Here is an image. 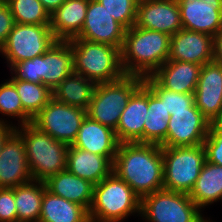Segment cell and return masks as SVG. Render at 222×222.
Instances as JSON below:
<instances>
[{
	"label": "cell",
	"mask_w": 222,
	"mask_h": 222,
	"mask_svg": "<svg viewBox=\"0 0 222 222\" xmlns=\"http://www.w3.org/2000/svg\"><path fill=\"white\" fill-rule=\"evenodd\" d=\"M113 172L141 199L164 189L162 147L137 142L119 143Z\"/></svg>",
	"instance_id": "1"
},
{
	"label": "cell",
	"mask_w": 222,
	"mask_h": 222,
	"mask_svg": "<svg viewBox=\"0 0 222 222\" xmlns=\"http://www.w3.org/2000/svg\"><path fill=\"white\" fill-rule=\"evenodd\" d=\"M171 36L133 26L125 31L121 65L125 75L152 76L167 60Z\"/></svg>",
	"instance_id": "2"
},
{
	"label": "cell",
	"mask_w": 222,
	"mask_h": 222,
	"mask_svg": "<svg viewBox=\"0 0 222 222\" xmlns=\"http://www.w3.org/2000/svg\"><path fill=\"white\" fill-rule=\"evenodd\" d=\"M15 131L20 135L33 180L44 182L49 177L66 169L68 144L57 141L31 122L18 125Z\"/></svg>",
	"instance_id": "3"
},
{
	"label": "cell",
	"mask_w": 222,
	"mask_h": 222,
	"mask_svg": "<svg viewBox=\"0 0 222 222\" xmlns=\"http://www.w3.org/2000/svg\"><path fill=\"white\" fill-rule=\"evenodd\" d=\"M136 212L141 214V198L113 171L94 185L91 222H121Z\"/></svg>",
	"instance_id": "4"
},
{
	"label": "cell",
	"mask_w": 222,
	"mask_h": 222,
	"mask_svg": "<svg viewBox=\"0 0 222 222\" xmlns=\"http://www.w3.org/2000/svg\"><path fill=\"white\" fill-rule=\"evenodd\" d=\"M10 71L11 79L42 83L52 91L73 72L71 43L57 40L43 55L18 62Z\"/></svg>",
	"instance_id": "5"
},
{
	"label": "cell",
	"mask_w": 222,
	"mask_h": 222,
	"mask_svg": "<svg viewBox=\"0 0 222 222\" xmlns=\"http://www.w3.org/2000/svg\"><path fill=\"white\" fill-rule=\"evenodd\" d=\"M69 42L74 72L96 84L116 81L125 75L121 65V50L118 47L85 39H71Z\"/></svg>",
	"instance_id": "6"
},
{
	"label": "cell",
	"mask_w": 222,
	"mask_h": 222,
	"mask_svg": "<svg viewBox=\"0 0 222 222\" xmlns=\"http://www.w3.org/2000/svg\"><path fill=\"white\" fill-rule=\"evenodd\" d=\"M143 83L141 76L124 75L116 81L97 84L87 116L115 130L124 107Z\"/></svg>",
	"instance_id": "7"
},
{
	"label": "cell",
	"mask_w": 222,
	"mask_h": 222,
	"mask_svg": "<svg viewBox=\"0 0 222 222\" xmlns=\"http://www.w3.org/2000/svg\"><path fill=\"white\" fill-rule=\"evenodd\" d=\"M164 189L189 194L206 161L204 145L162 147Z\"/></svg>",
	"instance_id": "8"
},
{
	"label": "cell",
	"mask_w": 222,
	"mask_h": 222,
	"mask_svg": "<svg viewBox=\"0 0 222 222\" xmlns=\"http://www.w3.org/2000/svg\"><path fill=\"white\" fill-rule=\"evenodd\" d=\"M140 215L149 222H208L187 193L165 189L141 199Z\"/></svg>",
	"instance_id": "9"
},
{
	"label": "cell",
	"mask_w": 222,
	"mask_h": 222,
	"mask_svg": "<svg viewBox=\"0 0 222 222\" xmlns=\"http://www.w3.org/2000/svg\"><path fill=\"white\" fill-rule=\"evenodd\" d=\"M56 41L50 25L14 23L0 53L12 67L18 62L43 55Z\"/></svg>",
	"instance_id": "10"
},
{
	"label": "cell",
	"mask_w": 222,
	"mask_h": 222,
	"mask_svg": "<svg viewBox=\"0 0 222 222\" xmlns=\"http://www.w3.org/2000/svg\"><path fill=\"white\" fill-rule=\"evenodd\" d=\"M86 115L87 110L61 103L52 97L31 123L57 141L72 145Z\"/></svg>",
	"instance_id": "11"
},
{
	"label": "cell",
	"mask_w": 222,
	"mask_h": 222,
	"mask_svg": "<svg viewBox=\"0 0 222 222\" xmlns=\"http://www.w3.org/2000/svg\"><path fill=\"white\" fill-rule=\"evenodd\" d=\"M211 122L194 104L187 111L171 112L166 139L161 147L203 145Z\"/></svg>",
	"instance_id": "12"
},
{
	"label": "cell",
	"mask_w": 222,
	"mask_h": 222,
	"mask_svg": "<svg viewBox=\"0 0 222 222\" xmlns=\"http://www.w3.org/2000/svg\"><path fill=\"white\" fill-rule=\"evenodd\" d=\"M126 29L97 0H89L86 18L80 34L73 39L123 47Z\"/></svg>",
	"instance_id": "13"
},
{
	"label": "cell",
	"mask_w": 222,
	"mask_h": 222,
	"mask_svg": "<svg viewBox=\"0 0 222 222\" xmlns=\"http://www.w3.org/2000/svg\"><path fill=\"white\" fill-rule=\"evenodd\" d=\"M195 105L211 123H222V65L204 64L195 89Z\"/></svg>",
	"instance_id": "14"
},
{
	"label": "cell",
	"mask_w": 222,
	"mask_h": 222,
	"mask_svg": "<svg viewBox=\"0 0 222 222\" xmlns=\"http://www.w3.org/2000/svg\"><path fill=\"white\" fill-rule=\"evenodd\" d=\"M135 26L176 34L182 29L177 0H139Z\"/></svg>",
	"instance_id": "15"
},
{
	"label": "cell",
	"mask_w": 222,
	"mask_h": 222,
	"mask_svg": "<svg viewBox=\"0 0 222 222\" xmlns=\"http://www.w3.org/2000/svg\"><path fill=\"white\" fill-rule=\"evenodd\" d=\"M33 181L25 146L14 130L4 141L0 152V188H14Z\"/></svg>",
	"instance_id": "16"
},
{
	"label": "cell",
	"mask_w": 222,
	"mask_h": 222,
	"mask_svg": "<svg viewBox=\"0 0 222 222\" xmlns=\"http://www.w3.org/2000/svg\"><path fill=\"white\" fill-rule=\"evenodd\" d=\"M182 28L212 35L222 28V0H177Z\"/></svg>",
	"instance_id": "17"
},
{
	"label": "cell",
	"mask_w": 222,
	"mask_h": 222,
	"mask_svg": "<svg viewBox=\"0 0 222 222\" xmlns=\"http://www.w3.org/2000/svg\"><path fill=\"white\" fill-rule=\"evenodd\" d=\"M214 59V37L212 35L179 30L171 36L168 60L204 65Z\"/></svg>",
	"instance_id": "18"
},
{
	"label": "cell",
	"mask_w": 222,
	"mask_h": 222,
	"mask_svg": "<svg viewBox=\"0 0 222 222\" xmlns=\"http://www.w3.org/2000/svg\"><path fill=\"white\" fill-rule=\"evenodd\" d=\"M148 111V86L143 83L124 107L114 130L119 143H144V122Z\"/></svg>",
	"instance_id": "19"
},
{
	"label": "cell",
	"mask_w": 222,
	"mask_h": 222,
	"mask_svg": "<svg viewBox=\"0 0 222 222\" xmlns=\"http://www.w3.org/2000/svg\"><path fill=\"white\" fill-rule=\"evenodd\" d=\"M119 142L115 131L86 115L71 146L107 157L114 163Z\"/></svg>",
	"instance_id": "20"
},
{
	"label": "cell",
	"mask_w": 222,
	"mask_h": 222,
	"mask_svg": "<svg viewBox=\"0 0 222 222\" xmlns=\"http://www.w3.org/2000/svg\"><path fill=\"white\" fill-rule=\"evenodd\" d=\"M202 65L167 60L152 77L165 89L194 94Z\"/></svg>",
	"instance_id": "21"
},
{
	"label": "cell",
	"mask_w": 222,
	"mask_h": 222,
	"mask_svg": "<svg viewBox=\"0 0 222 222\" xmlns=\"http://www.w3.org/2000/svg\"><path fill=\"white\" fill-rule=\"evenodd\" d=\"M88 5L89 0H65L50 15V28L56 40L69 41L80 34Z\"/></svg>",
	"instance_id": "22"
},
{
	"label": "cell",
	"mask_w": 222,
	"mask_h": 222,
	"mask_svg": "<svg viewBox=\"0 0 222 222\" xmlns=\"http://www.w3.org/2000/svg\"><path fill=\"white\" fill-rule=\"evenodd\" d=\"M66 169L96 185L113 171V163L105 156L69 145Z\"/></svg>",
	"instance_id": "23"
},
{
	"label": "cell",
	"mask_w": 222,
	"mask_h": 222,
	"mask_svg": "<svg viewBox=\"0 0 222 222\" xmlns=\"http://www.w3.org/2000/svg\"><path fill=\"white\" fill-rule=\"evenodd\" d=\"M44 183L52 194L77 203L89 211L94 193V184L91 182L65 169L49 177Z\"/></svg>",
	"instance_id": "24"
},
{
	"label": "cell",
	"mask_w": 222,
	"mask_h": 222,
	"mask_svg": "<svg viewBox=\"0 0 222 222\" xmlns=\"http://www.w3.org/2000/svg\"><path fill=\"white\" fill-rule=\"evenodd\" d=\"M38 222H90V217L83 206L45 189Z\"/></svg>",
	"instance_id": "25"
},
{
	"label": "cell",
	"mask_w": 222,
	"mask_h": 222,
	"mask_svg": "<svg viewBox=\"0 0 222 222\" xmlns=\"http://www.w3.org/2000/svg\"><path fill=\"white\" fill-rule=\"evenodd\" d=\"M96 85L73 71L52 90V97L61 103L87 110Z\"/></svg>",
	"instance_id": "26"
},
{
	"label": "cell",
	"mask_w": 222,
	"mask_h": 222,
	"mask_svg": "<svg viewBox=\"0 0 222 222\" xmlns=\"http://www.w3.org/2000/svg\"><path fill=\"white\" fill-rule=\"evenodd\" d=\"M188 195L200 210L222 199V166L205 161Z\"/></svg>",
	"instance_id": "27"
},
{
	"label": "cell",
	"mask_w": 222,
	"mask_h": 222,
	"mask_svg": "<svg viewBox=\"0 0 222 222\" xmlns=\"http://www.w3.org/2000/svg\"><path fill=\"white\" fill-rule=\"evenodd\" d=\"M45 183L33 180L14 187L17 222H38Z\"/></svg>",
	"instance_id": "28"
},
{
	"label": "cell",
	"mask_w": 222,
	"mask_h": 222,
	"mask_svg": "<svg viewBox=\"0 0 222 222\" xmlns=\"http://www.w3.org/2000/svg\"><path fill=\"white\" fill-rule=\"evenodd\" d=\"M164 102L148 87V111L144 122V143L160 145L167 136L168 119Z\"/></svg>",
	"instance_id": "29"
},
{
	"label": "cell",
	"mask_w": 222,
	"mask_h": 222,
	"mask_svg": "<svg viewBox=\"0 0 222 222\" xmlns=\"http://www.w3.org/2000/svg\"><path fill=\"white\" fill-rule=\"evenodd\" d=\"M16 87L23 110L33 119L52 98V91L42 83L10 79Z\"/></svg>",
	"instance_id": "30"
},
{
	"label": "cell",
	"mask_w": 222,
	"mask_h": 222,
	"mask_svg": "<svg viewBox=\"0 0 222 222\" xmlns=\"http://www.w3.org/2000/svg\"><path fill=\"white\" fill-rule=\"evenodd\" d=\"M14 23L50 25V15L39 0H8Z\"/></svg>",
	"instance_id": "31"
},
{
	"label": "cell",
	"mask_w": 222,
	"mask_h": 222,
	"mask_svg": "<svg viewBox=\"0 0 222 222\" xmlns=\"http://www.w3.org/2000/svg\"><path fill=\"white\" fill-rule=\"evenodd\" d=\"M144 83L164 102L166 114L187 111L195 104L194 94L177 93L163 88L152 76L144 78Z\"/></svg>",
	"instance_id": "32"
},
{
	"label": "cell",
	"mask_w": 222,
	"mask_h": 222,
	"mask_svg": "<svg viewBox=\"0 0 222 222\" xmlns=\"http://www.w3.org/2000/svg\"><path fill=\"white\" fill-rule=\"evenodd\" d=\"M0 113L4 116L19 118L20 125L32 121V118L23 110L16 87L10 79L0 84Z\"/></svg>",
	"instance_id": "33"
},
{
	"label": "cell",
	"mask_w": 222,
	"mask_h": 222,
	"mask_svg": "<svg viewBox=\"0 0 222 222\" xmlns=\"http://www.w3.org/2000/svg\"><path fill=\"white\" fill-rule=\"evenodd\" d=\"M126 30L136 23L139 0H97Z\"/></svg>",
	"instance_id": "34"
},
{
	"label": "cell",
	"mask_w": 222,
	"mask_h": 222,
	"mask_svg": "<svg viewBox=\"0 0 222 222\" xmlns=\"http://www.w3.org/2000/svg\"><path fill=\"white\" fill-rule=\"evenodd\" d=\"M203 145L206 161L222 166V123H211Z\"/></svg>",
	"instance_id": "35"
},
{
	"label": "cell",
	"mask_w": 222,
	"mask_h": 222,
	"mask_svg": "<svg viewBox=\"0 0 222 222\" xmlns=\"http://www.w3.org/2000/svg\"><path fill=\"white\" fill-rule=\"evenodd\" d=\"M0 222H17L14 188H0Z\"/></svg>",
	"instance_id": "36"
},
{
	"label": "cell",
	"mask_w": 222,
	"mask_h": 222,
	"mask_svg": "<svg viewBox=\"0 0 222 222\" xmlns=\"http://www.w3.org/2000/svg\"><path fill=\"white\" fill-rule=\"evenodd\" d=\"M14 25L13 15L7 2H0V49L6 42Z\"/></svg>",
	"instance_id": "37"
},
{
	"label": "cell",
	"mask_w": 222,
	"mask_h": 222,
	"mask_svg": "<svg viewBox=\"0 0 222 222\" xmlns=\"http://www.w3.org/2000/svg\"><path fill=\"white\" fill-rule=\"evenodd\" d=\"M213 60L222 65V28L214 36V59Z\"/></svg>",
	"instance_id": "38"
},
{
	"label": "cell",
	"mask_w": 222,
	"mask_h": 222,
	"mask_svg": "<svg viewBox=\"0 0 222 222\" xmlns=\"http://www.w3.org/2000/svg\"><path fill=\"white\" fill-rule=\"evenodd\" d=\"M15 125L0 123V152L6 138L15 130Z\"/></svg>",
	"instance_id": "39"
},
{
	"label": "cell",
	"mask_w": 222,
	"mask_h": 222,
	"mask_svg": "<svg viewBox=\"0 0 222 222\" xmlns=\"http://www.w3.org/2000/svg\"><path fill=\"white\" fill-rule=\"evenodd\" d=\"M44 9L51 15L54 13L64 2L65 0H39Z\"/></svg>",
	"instance_id": "40"
},
{
	"label": "cell",
	"mask_w": 222,
	"mask_h": 222,
	"mask_svg": "<svg viewBox=\"0 0 222 222\" xmlns=\"http://www.w3.org/2000/svg\"><path fill=\"white\" fill-rule=\"evenodd\" d=\"M0 123H7V122H5L3 119L2 120L0 119Z\"/></svg>",
	"instance_id": "41"
}]
</instances>
